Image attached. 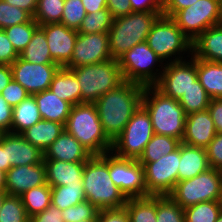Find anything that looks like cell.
Masks as SVG:
<instances>
[{"instance_id": "1", "label": "cell", "mask_w": 222, "mask_h": 222, "mask_svg": "<svg viewBox=\"0 0 222 222\" xmlns=\"http://www.w3.org/2000/svg\"><path fill=\"white\" fill-rule=\"evenodd\" d=\"M144 87L124 81L94 102L106 135L113 141L142 105Z\"/></svg>"}, {"instance_id": "2", "label": "cell", "mask_w": 222, "mask_h": 222, "mask_svg": "<svg viewBox=\"0 0 222 222\" xmlns=\"http://www.w3.org/2000/svg\"><path fill=\"white\" fill-rule=\"evenodd\" d=\"M82 182L86 200L98 210L125 206L127 198L109 175V153L93 155L85 162Z\"/></svg>"}, {"instance_id": "3", "label": "cell", "mask_w": 222, "mask_h": 222, "mask_svg": "<svg viewBox=\"0 0 222 222\" xmlns=\"http://www.w3.org/2000/svg\"><path fill=\"white\" fill-rule=\"evenodd\" d=\"M92 155L111 152L113 141L104 132L94 103L73 105L64 125Z\"/></svg>"}, {"instance_id": "4", "label": "cell", "mask_w": 222, "mask_h": 222, "mask_svg": "<svg viewBox=\"0 0 222 222\" xmlns=\"http://www.w3.org/2000/svg\"><path fill=\"white\" fill-rule=\"evenodd\" d=\"M142 106L151 117L154 134L182 141L187 114L179 100L164 95L155 86H146L143 90Z\"/></svg>"}, {"instance_id": "5", "label": "cell", "mask_w": 222, "mask_h": 222, "mask_svg": "<svg viewBox=\"0 0 222 222\" xmlns=\"http://www.w3.org/2000/svg\"><path fill=\"white\" fill-rule=\"evenodd\" d=\"M163 11L132 12L113 19L108 32L110 55L118 60L136 44L146 41L153 23Z\"/></svg>"}, {"instance_id": "6", "label": "cell", "mask_w": 222, "mask_h": 222, "mask_svg": "<svg viewBox=\"0 0 222 222\" xmlns=\"http://www.w3.org/2000/svg\"><path fill=\"white\" fill-rule=\"evenodd\" d=\"M79 81L81 103H94L124 82L116 59L70 69Z\"/></svg>"}, {"instance_id": "7", "label": "cell", "mask_w": 222, "mask_h": 222, "mask_svg": "<svg viewBox=\"0 0 222 222\" xmlns=\"http://www.w3.org/2000/svg\"><path fill=\"white\" fill-rule=\"evenodd\" d=\"M146 43L166 63L186 60L183 57L186 52L187 57L192 54V42L171 17L163 14L153 23Z\"/></svg>"}, {"instance_id": "8", "label": "cell", "mask_w": 222, "mask_h": 222, "mask_svg": "<svg viewBox=\"0 0 222 222\" xmlns=\"http://www.w3.org/2000/svg\"><path fill=\"white\" fill-rule=\"evenodd\" d=\"M117 61L124 81L136 83L143 87L155 86L161 77L165 65L147 45L146 41L136 44L121 55ZM157 64V67L161 66L162 70L155 68Z\"/></svg>"}, {"instance_id": "9", "label": "cell", "mask_w": 222, "mask_h": 222, "mask_svg": "<svg viewBox=\"0 0 222 222\" xmlns=\"http://www.w3.org/2000/svg\"><path fill=\"white\" fill-rule=\"evenodd\" d=\"M169 196L183 209L200 202L221 201L222 171L210 167L191 179L178 181Z\"/></svg>"}, {"instance_id": "10", "label": "cell", "mask_w": 222, "mask_h": 222, "mask_svg": "<svg viewBox=\"0 0 222 222\" xmlns=\"http://www.w3.org/2000/svg\"><path fill=\"white\" fill-rule=\"evenodd\" d=\"M153 135L151 117L141 105L113 140L111 152L119 158L138 160Z\"/></svg>"}, {"instance_id": "11", "label": "cell", "mask_w": 222, "mask_h": 222, "mask_svg": "<svg viewBox=\"0 0 222 222\" xmlns=\"http://www.w3.org/2000/svg\"><path fill=\"white\" fill-rule=\"evenodd\" d=\"M171 18L193 42L209 27L222 24V5L219 0H198L193 5L177 11Z\"/></svg>"}, {"instance_id": "12", "label": "cell", "mask_w": 222, "mask_h": 222, "mask_svg": "<svg viewBox=\"0 0 222 222\" xmlns=\"http://www.w3.org/2000/svg\"><path fill=\"white\" fill-rule=\"evenodd\" d=\"M179 162L180 145L174 152L143 166L147 195L164 196L171 193L178 182Z\"/></svg>"}, {"instance_id": "13", "label": "cell", "mask_w": 222, "mask_h": 222, "mask_svg": "<svg viewBox=\"0 0 222 222\" xmlns=\"http://www.w3.org/2000/svg\"><path fill=\"white\" fill-rule=\"evenodd\" d=\"M109 175L126 198L148 196L144 168L137 159L119 158L109 152Z\"/></svg>"}, {"instance_id": "14", "label": "cell", "mask_w": 222, "mask_h": 222, "mask_svg": "<svg viewBox=\"0 0 222 222\" xmlns=\"http://www.w3.org/2000/svg\"><path fill=\"white\" fill-rule=\"evenodd\" d=\"M165 63L161 77L155 87L164 95L179 100L198 79L197 58Z\"/></svg>"}, {"instance_id": "15", "label": "cell", "mask_w": 222, "mask_h": 222, "mask_svg": "<svg viewBox=\"0 0 222 222\" xmlns=\"http://www.w3.org/2000/svg\"><path fill=\"white\" fill-rule=\"evenodd\" d=\"M109 59L112 58L108 33H78L71 60L64 67L72 69Z\"/></svg>"}, {"instance_id": "16", "label": "cell", "mask_w": 222, "mask_h": 222, "mask_svg": "<svg viewBox=\"0 0 222 222\" xmlns=\"http://www.w3.org/2000/svg\"><path fill=\"white\" fill-rule=\"evenodd\" d=\"M13 79L29 95L49 89L52 79L60 66L58 64H34L18 57L11 65Z\"/></svg>"}, {"instance_id": "17", "label": "cell", "mask_w": 222, "mask_h": 222, "mask_svg": "<svg viewBox=\"0 0 222 222\" xmlns=\"http://www.w3.org/2000/svg\"><path fill=\"white\" fill-rule=\"evenodd\" d=\"M39 27L45 32L52 60L60 67H64L71 60L78 32L62 23Z\"/></svg>"}, {"instance_id": "18", "label": "cell", "mask_w": 222, "mask_h": 222, "mask_svg": "<svg viewBox=\"0 0 222 222\" xmlns=\"http://www.w3.org/2000/svg\"><path fill=\"white\" fill-rule=\"evenodd\" d=\"M46 183L44 162L14 166L6 172L5 186L9 195L21 196L24 192Z\"/></svg>"}, {"instance_id": "19", "label": "cell", "mask_w": 222, "mask_h": 222, "mask_svg": "<svg viewBox=\"0 0 222 222\" xmlns=\"http://www.w3.org/2000/svg\"><path fill=\"white\" fill-rule=\"evenodd\" d=\"M217 134L208 110L187 114L182 143L206 148Z\"/></svg>"}, {"instance_id": "20", "label": "cell", "mask_w": 222, "mask_h": 222, "mask_svg": "<svg viewBox=\"0 0 222 222\" xmlns=\"http://www.w3.org/2000/svg\"><path fill=\"white\" fill-rule=\"evenodd\" d=\"M92 156L93 155L65 129L44 152V159L66 162H86Z\"/></svg>"}, {"instance_id": "21", "label": "cell", "mask_w": 222, "mask_h": 222, "mask_svg": "<svg viewBox=\"0 0 222 222\" xmlns=\"http://www.w3.org/2000/svg\"><path fill=\"white\" fill-rule=\"evenodd\" d=\"M46 168V181L50 187L83 183L85 162H66L43 159Z\"/></svg>"}, {"instance_id": "22", "label": "cell", "mask_w": 222, "mask_h": 222, "mask_svg": "<svg viewBox=\"0 0 222 222\" xmlns=\"http://www.w3.org/2000/svg\"><path fill=\"white\" fill-rule=\"evenodd\" d=\"M43 159L44 153L21 134L7 133V162H10V168L42 163Z\"/></svg>"}, {"instance_id": "23", "label": "cell", "mask_w": 222, "mask_h": 222, "mask_svg": "<svg viewBox=\"0 0 222 222\" xmlns=\"http://www.w3.org/2000/svg\"><path fill=\"white\" fill-rule=\"evenodd\" d=\"M194 58L222 63V24L209 27L192 42Z\"/></svg>"}, {"instance_id": "24", "label": "cell", "mask_w": 222, "mask_h": 222, "mask_svg": "<svg viewBox=\"0 0 222 222\" xmlns=\"http://www.w3.org/2000/svg\"><path fill=\"white\" fill-rule=\"evenodd\" d=\"M178 181L191 179L209 169L206 148L180 144Z\"/></svg>"}, {"instance_id": "25", "label": "cell", "mask_w": 222, "mask_h": 222, "mask_svg": "<svg viewBox=\"0 0 222 222\" xmlns=\"http://www.w3.org/2000/svg\"><path fill=\"white\" fill-rule=\"evenodd\" d=\"M33 96L43 120L54 121L65 125L72 107L69 102L60 99L52 93L50 89H46Z\"/></svg>"}, {"instance_id": "26", "label": "cell", "mask_w": 222, "mask_h": 222, "mask_svg": "<svg viewBox=\"0 0 222 222\" xmlns=\"http://www.w3.org/2000/svg\"><path fill=\"white\" fill-rule=\"evenodd\" d=\"M64 129V124L41 119L32 127L23 131L21 135L25 140L44 153Z\"/></svg>"}, {"instance_id": "27", "label": "cell", "mask_w": 222, "mask_h": 222, "mask_svg": "<svg viewBox=\"0 0 222 222\" xmlns=\"http://www.w3.org/2000/svg\"><path fill=\"white\" fill-rule=\"evenodd\" d=\"M49 89L72 106L81 103L79 81L70 69L60 67L55 73Z\"/></svg>"}, {"instance_id": "28", "label": "cell", "mask_w": 222, "mask_h": 222, "mask_svg": "<svg viewBox=\"0 0 222 222\" xmlns=\"http://www.w3.org/2000/svg\"><path fill=\"white\" fill-rule=\"evenodd\" d=\"M197 75L211 99L222 98V63L197 58Z\"/></svg>"}, {"instance_id": "29", "label": "cell", "mask_w": 222, "mask_h": 222, "mask_svg": "<svg viewBox=\"0 0 222 222\" xmlns=\"http://www.w3.org/2000/svg\"><path fill=\"white\" fill-rule=\"evenodd\" d=\"M41 119L37 102L33 95H29L20 104L13 107L11 133L21 134Z\"/></svg>"}, {"instance_id": "30", "label": "cell", "mask_w": 222, "mask_h": 222, "mask_svg": "<svg viewBox=\"0 0 222 222\" xmlns=\"http://www.w3.org/2000/svg\"><path fill=\"white\" fill-rule=\"evenodd\" d=\"M19 57L34 64H56L51 57L45 32L38 27Z\"/></svg>"}, {"instance_id": "31", "label": "cell", "mask_w": 222, "mask_h": 222, "mask_svg": "<svg viewBox=\"0 0 222 222\" xmlns=\"http://www.w3.org/2000/svg\"><path fill=\"white\" fill-rule=\"evenodd\" d=\"M181 140L154 134L150 141L146 144L143 154L138 159L139 163L144 166L148 162H154L179 148Z\"/></svg>"}, {"instance_id": "32", "label": "cell", "mask_w": 222, "mask_h": 222, "mask_svg": "<svg viewBox=\"0 0 222 222\" xmlns=\"http://www.w3.org/2000/svg\"><path fill=\"white\" fill-rule=\"evenodd\" d=\"M124 207L130 222H156V196L127 198Z\"/></svg>"}, {"instance_id": "33", "label": "cell", "mask_w": 222, "mask_h": 222, "mask_svg": "<svg viewBox=\"0 0 222 222\" xmlns=\"http://www.w3.org/2000/svg\"><path fill=\"white\" fill-rule=\"evenodd\" d=\"M85 200L83 183L51 187V204L61 211Z\"/></svg>"}, {"instance_id": "34", "label": "cell", "mask_w": 222, "mask_h": 222, "mask_svg": "<svg viewBox=\"0 0 222 222\" xmlns=\"http://www.w3.org/2000/svg\"><path fill=\"white\" fill-rule=\"evenodd\" d=\"M20 198L27 215L32 217L43 212L51 205V187L46 183L24 192Z\"/></svg>"}, {"instance_id": "35", "label": "cell", "mask_w": 222, "mask_h": 222, "mask_svg": "<svg viewBox=\"0 0 222 222\" xmlns=\"http://www.w3.org/2000/svg\"><path fill=\"white\" fill-rule=\"evenodd\" d=\"M211 97L197 79L193 86L179 99L186 114L207 110Z\"/></svg>"}, {"instance_id": "36", "label": "cell", "mask_w": 222, "mask_h": 222, "mask_svg": "<svg viewBox=\"0 0 222 222\" xmlns=\"http://www.w3.org/2000/svg\"><path fill=\"white\" fill-rule=\"evenodd\" d=\"M221 212V201L200 202L184 209L185 222H216Z\"/></svg>"}, {"instance_id": "37", "label": "cell", "mask_w": 222, "mask_h": 222, "mask_svg": "<svg viewBox=\"0 0 222 222\" xmlns=\"http://www.w3.org/2000/svg\"><path fill=\"white\" fill-rule=\"evenodd\" d=\"M65 0H37V8L33 19L39 26L60 23Z\"/></svg>"}, {"instance_id": "38", "label": "cell", "mask_w": 222, "mask_h": 222, "mask_svg": "<svg viewBox=\"0 0 222 222\" xmlns=\"http://www.w3.org/2000/svg\"><path fill=\"white\" fill-rule=\"evenodd\" d=\"M113 17L107 8L86 14L78 33H108Z\"/></svg>"}, {"instance_id": "39", "label": "cell", "mask_w": 222, "mask_h": 222, "mask_svg": "<svg viewBox=\"0 0 222 222\" xmlns=\"http://www.w3.org/2000/svg\"><path fill=\"white\" fill-rule=\"evenodd\" d=\"M38 27V23L32 18L29 22L5 28L4 32L16 52L20 54L31 41L34 31Z\"/></svg>"}, {"instance_id": "40", "label": "cell", "mask_w": 222, "mask_h": 222, "mask_svg": "<svg viewBox=\"0 0 222 222\" xmlns=\"http://www.w3.org/2000/svg\"><path fill=\"white\" fill-rule=\"evenodd\" d=\"M156 222H185L184 209L169 195L156 196Z\"/></svg>"}, {"instance_id": "41", "label": "cell", "mask_w": 222, "mask_h": 222, "mask_svg": "<svg viewBox=\"0 0 222 222\" xmlns=\"http://www.w3.org/2000/svg\"><path fill=\"white\" fill-rule=\"evenodd\" d=\"M0 222H29V216L20 196L9 194L5 196L0 211Z\"/></svg>"}, {"instance_id": "42", "label": "cell", "mask_w": 222, "mask_h": 222, "mask_svg": "<svg viewBox=\"0 0 222 222\" xmlns=\"http://www.w3.org/2000/svg\"><path fill=\"white\" fill-rule=\"evenodd\" d=\"M32 18L27 11L0 0V30L29 22Z\"/></svg>"}, {"instance_id": "43", "label": "cell", "mask_w": 222, "mask_h": 222, "mask_svg": "<svg viewBox=\"0 0 222 222\" xmlns=\"http://www.w3.org/2000/svg\"><path fill=\"white\" fill-rule=\"evenodd\" d=\"M86 16L82 0H65L61 22L70 29L78 31Z\"/></svg>"}, {"instance_id": "44", "label": "cell", "mask_w": 222, "mask_h": 222, "mask_svg": "<svg viewBox=\"0 0 222 222\" xmlns=\"http://www.w3.org/2000/svg\"><path fill=\"white\" fill-rule=\"evenodd\" d=\"M99 210L87 200L62 210L64 222H78L95 218Z\"/></svg>"}, {"instance_id": "45", "label": "cell", "mask_w": 222, "mask_h": 222, "mask_svg": "<svg viewBox=\"0 0 222 222\" xmlns=\"http://www.w3.org/2000/svg\"><path fill=\"white\" fill-rule=\"evenodd\" d=\"M1 95L7 103L13 108L25 100L29 94L18 82L14 79L2 90Z\"/></svg>"}, {"instance_id": "46", "label": "cell", "mask_w": 222, "mask_h": 222, "mask_svg": "<svg viewBox=\"0 0 222 222\" xmlns=\"http://www.w3.org/2000/svg\"><path fill=\"white\" fill-rule=\"evenodd\" d=\"M209 167L222 171V133H217L206 147Z\"/></svg>"}, {"instance_id": "47", "label": "cell", "mask_w": 222, "mask_h": 222, "mask_svg": "<svg viewBox=\"0 0 222 222\" xmlns=\"http://www.w3.org/2000/svg\"><path fill=\"white\" fill-rule=\"evenodd\" d=\"M19 54L9 41L4 30H0V65H11Z\"/></svg>"}, {"instance_id": "48", "label": "cell", "mask_w": 222, "mask_h": 222, "mask_svg": "<svg viewBox=\"0 0 222 222\" xmlns=\"http://www.w3.org/2000/svg\"><path fill=\"white\" fill-rule=\"evenodd\" d=\"M98 222H130V219L126 208L122 207L99 210Z\"/></svg>"}, {"instance_id": "49", "label": "cell", "mask_w": 222, "mask_h": 222, "mask_svg": "<svg viewBox=\"0 0 222 222\" xmlns=\"http://www.w3.org/2000/svg\"><path fill=\"white\" fill-rule=\"evenodd\" d=\"M29 222H64V220L62 211L51 204L43 212L29 217Z\"/></svg>"}, {"instance_id": "50", "label": "cell", "mask_w": 222, "mask_h": 222, "mask_svg": "<svg viewBox=\"0 0 222 222\" xmlns=\"http://www.w3.org/2000/svg\"><path fill=\"white\" fill-rule=\"evenodd\" d=\"M13 108L0 94V133L11 132Z\"/></svg>"}, {"instance_id": "51", "label": "cell", "mask_w": 222, "mask_h": 222, "mask_svg": "<svg viewBox=\"0 0 222 222\" xmlns=\"http://www.w3.org/2000/svg\"><path fill=\"white\" fill-rule=\"evenodd\" d=\"M106 6L113 18L128 15L133 12L129 0H107Z\"/></svg>"}, {"instance_id": "52", "label": "cell", "mask_w": 222, "mask_h": 222, "mask_svg": "<svg viewBox=\"0 0 222 222\" xmlns=\"http://www.w3.org/2000/svg\"><path fill=\"white\" fill-rule=\"evenodd\" d=\"M207 110L214 122L217 133H222V98L211 99Z\"/></svg>"}, {"instance_id": "53", "label": "cell", "mask_w": 222, "mask_h": 222, "mask_svg": "<svg viewBox=\"0 0 222 222\" xmlns=\"http://www.w3.org/2000/svg\"><path fill=\"white\" fill-rule=\"evenodd\" d=\"M133 12L163 11L159 0H129Z\"/></svg>"}, {"instance_id": "54", "label": "cell", "mask_w": 222, "mask_h": 222, "mask_svg": "<svg viewBox=\"0 0 222 222\" xmlns=\"http://www.w3.org/2000/svg\"><path fill=\"white\" fill-rule=\"evenodd\" d=\"M197 1L198 0H168L163 5V15L172 17L177 11L187 8Z\"/></svg>"}, {"instance_id": "55", "label": "cell", "mask_w": 222, "mask_h": 222, "mask_svg": "<svg viewBox=\"0 0 222 222\" xmlns=\"http://www.w3.org/2000/svg\"><path fill=\"white\" fill-rule=\"evenodd\" d=\"M10 169V162H7V133H0V170L5 173Z\"/></svg>"}, {"instance_id": "56", "label": "cell", "mask_w": 222, "mask_h": 222, "mask_svg": "<svg viewBox=\"0 0 222 222\" xmlns=\"http://www.w3.org/2000/svg\"><path fill=\"white\" fill-rule=\"evenodd\" d=\"M6 3L27 11L32 17L37 8V0H4Z\"/></svg>"}, {"instance_id": "57", "label": "cell", "mask_w": 222, "mask_h": 222, "mask_svg": "<svg viewBox=\"0 0 222 222\" xmlns=\"http://www.w3.org/2000/svg\"><path fill=\"white\" fill-rule=\"evenodd\" d=\"M12 79H13V74L11 66L0 65V94Z\"/></svg>"}, {"instance_id": "58", "label": "cell", "mask_w": 222, "mask_h": 222, "mask_svg": "<svg viewBox=\"0 0 222 222\" xmlns=\"http://www.w3.org/2000/svg\"><path fill=\"white\" fill-rule=\"evenodd\" d=\"M107 0H82L86 14L107 8Z\"/></svg>"}, {"instance_id": "59", "label": "cell", "mask_w": 222, "mask_h": 222, "mask_svg": "<svg viewBox=\"0 0 222 222\" xmlns=\"http://www.w3.org/2000/svg\"><path fill=\"white\" fill-rule=\"evenodd\" d=\"M5 179H6V173L0 170V191H6Z\"/></svg>"}, {"instance_id": "60", "label": "cell", "mask_w": 222, "mask_h": 222, "mask_svg": "<svg viewBox=\"0 0 222 222\" xmlns=\"http://www.w3.org/2000/svg\"><path fill=\"white\" fill-rule=\"evenodd\" d=\"M8 193L6 191H0V211H1V208H2V204L4 202V199H5V196L7 195Z\"/></svg>"}, {"instance_id": "61", "label": "cell", "mask_w": 222, "mask_h": 222, "mask_svg": "<svg viewBox=\"0 0 222 222\" xmlns=\"http://www.w3.org/2000/svg\"><path fill=\"white\" fill-rule=\"evenodd\" d=\"M78 222H98V215L95 218L87 219V220H81Z\"/></svg>"}, {"instance_id": "62", "label": "cell", "mask_w": 222, "mask_h": 222, "mask_svg": "<svg viewBox=\"0 0 222 222\" xmlns=\"http://www.w3.org/2000/svg\"><path fill=\"white\" fill-rule=\"evenodd\" d=\"M216 222H222V212L219 214Z\"/></svg>"}, {"instance_id": "63", "label": "cell", "mask_w": 222, "mask_h": 222, "mask_svg": "<svg viewBox=\"0 0 222 222\" xmlns=\"http://www.w3.org/2000/svg\"><path fill=\"white\" fill-rule=\"evenodd\" d=\"M162 5H164L168 0H159Z\"/></svg>"}]
</instances>
